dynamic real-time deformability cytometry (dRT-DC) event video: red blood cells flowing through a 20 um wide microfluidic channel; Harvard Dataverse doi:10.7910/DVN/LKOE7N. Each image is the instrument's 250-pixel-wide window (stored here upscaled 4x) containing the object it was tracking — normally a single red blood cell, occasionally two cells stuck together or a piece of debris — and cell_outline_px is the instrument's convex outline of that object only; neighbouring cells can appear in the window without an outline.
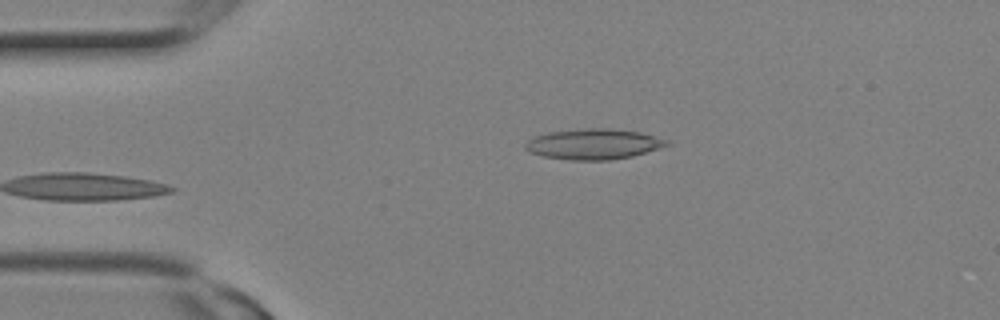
{"species": "Egyptian fruit bat (a non-hibernating species)", "species_latin": "Rousettus aegyptiacus", "temperature_condition": "room temperature", "stored_images_in_passage": 4, "camera_frame_rate_fps": 3000, "um_per_image_px": 0.085, "animal": {"sex": "female"}, "frame": {"image": 1, "passage_image": 4, "time_ms": 1.0, "image_size_px": [1000, 320], "cell_outline_px": [[672, 144], [632, 156], [608, 160], [572, 160], [544, 156], [528, 152], [524, 148], [524, 144], [528, 140], [536, 136], [548, 132], [588, 128], [608, 128], [640, 132], [668, 140]], "centroid_in_image_um": [50.44, 12.24], "position_along_channel_um": 34.6, "area_um2": 25.03}}